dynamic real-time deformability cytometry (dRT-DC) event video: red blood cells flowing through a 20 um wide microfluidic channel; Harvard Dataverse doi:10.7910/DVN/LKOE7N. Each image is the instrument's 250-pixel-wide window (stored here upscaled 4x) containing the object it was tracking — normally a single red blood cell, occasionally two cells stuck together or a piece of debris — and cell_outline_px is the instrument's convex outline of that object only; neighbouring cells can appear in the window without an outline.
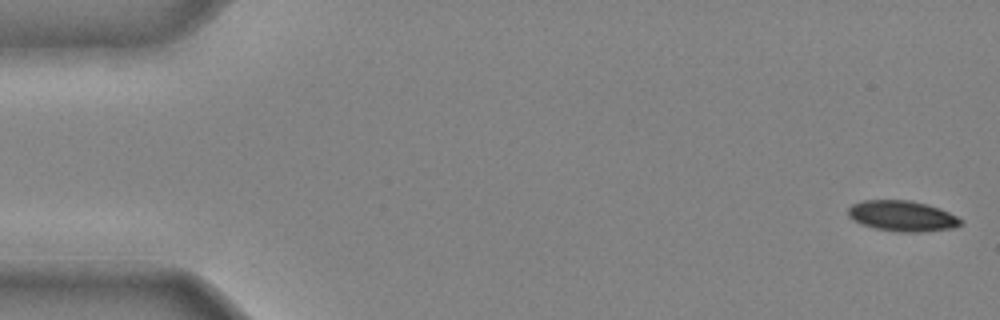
{"species": "common noctule bat (a hibernating species)", "species_latin": "Nyctalus noctula", "temperature_condition": "cold", "stored_images_in_passage": 43, "camera_frame_rate_fps": 3000, "um_per_image_px": 0.085, "animal": {"sex": "male", "body_mass_g": 20.4}, "frame": {"image": 1, "passage_image": 1, "time_ms": 0.0, "image_size_px": [1000, 320], "cell_outline_px": [[964, 220], [960, 224], [952, 228], [920, 232], [900, 232], [876, 228], [864, 224], [848, 216], [848, 208], [852, 204], [864, 200], [908, 200], [928, 204], [940, 208]], "centroid_in_image_um": [76.71, 18.35], "position_along_channel_um": 8.3, "area_um2": 19.88}}
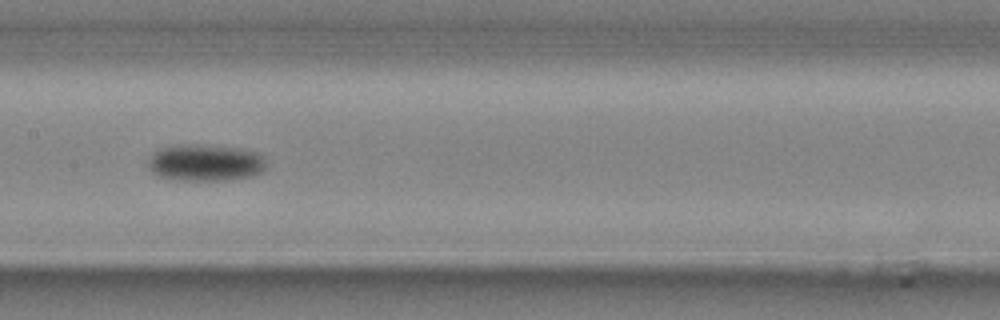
{"frame": {"image": 2, "passage_image": 22, "time_ms": 7.0, "image_size_px": [1000, 320], "cell_outline_px": [[264, 172], [248, 176], [228, 180], [180, 180], [160, 176], [152, 172], [148, 164], [148, 160], [152, 152], [160, 148], [180, 144], [204, 144], [244, 148], [260, 152], [264, 156]], "centroid_in_image_um": [17.47, 13.8], "position_along_channel_um": 189.9, "area_um2": 25.66}}
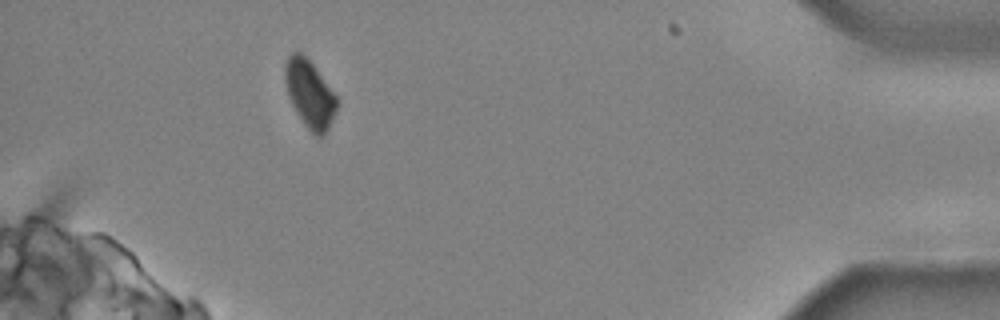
{"frame": {"image": 3, "passage_image": 40, "time_ms": 13.0, "image_size_px": [1000, 320], "cell_outline_px": [[336, 108], [328, 128], [324, 136], [316, 136], [304, 124], [296, 112], [288, 96], [284, 80], [284, 64], [288, 56], [292, 52], [300, 52], [312, 64], [336, 96]], "centroid_in_image_um": [26.28, 7.97], "position_along_channel_um": 408.9, "area_um2": 19.94}}